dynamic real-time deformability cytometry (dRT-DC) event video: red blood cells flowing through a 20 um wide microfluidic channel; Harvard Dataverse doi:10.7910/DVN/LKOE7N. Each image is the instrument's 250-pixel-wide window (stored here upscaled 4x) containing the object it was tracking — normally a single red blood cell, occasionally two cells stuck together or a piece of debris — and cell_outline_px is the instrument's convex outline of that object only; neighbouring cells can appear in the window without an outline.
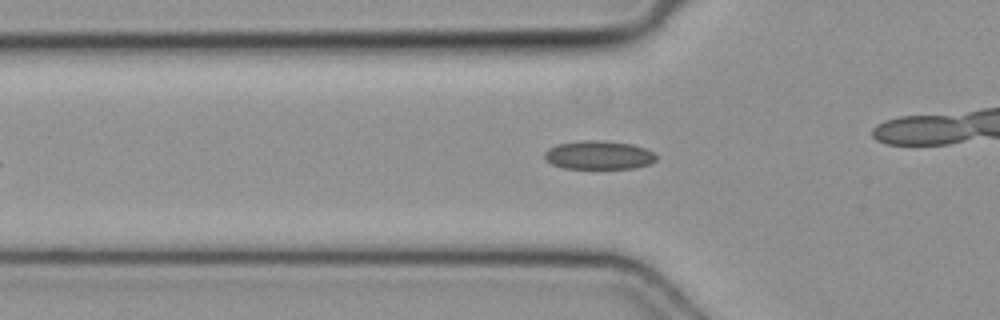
{"species": "common noctule bat (a hibernating species)", "species_latin": "Nyctalus noctula", "temperature_condition": "cold", "stored_images_in_passage": 32, "camera_frame_rate_fps": 3000, "um_per_image_px": 0.085, "animal": {"sex": "female", "body_mass_g": 19.3, "forearm_length_mm": 54.1}, "frame": {"image": 1, "passage_image": 5, "time_ms": 1.333, "image_size_px": [1000, 320], "cell_outline_px": [[656, 160], [648, 164], [636, 168], [560, 168], [544, 160], [544, 152], [548, 148], [556, 144], [580, 140], [604, 140], [632, 144], [644, 148], [652, 152], [656, 156]], "centroid_in_image_um": [50.83, 13.17], "position_along_channel_um": 75.0, "area_um2": 18.79}}
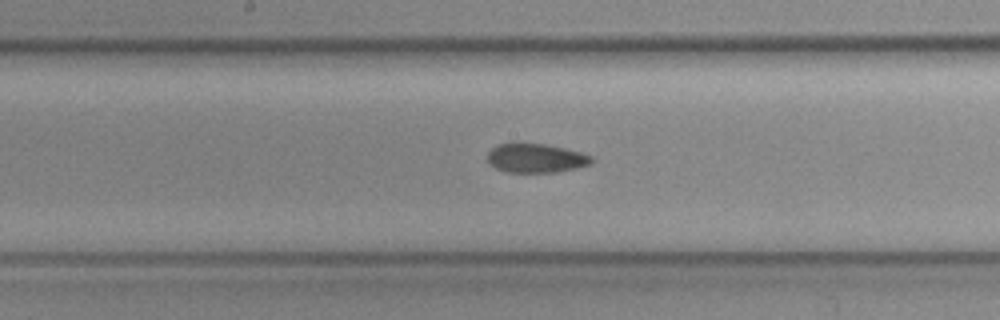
{"frame": {"image": 2, "passage_image": 14, "time_ms": 4.333, "image_size_px": [1000, 320], "cell_outline_px": [[596, 160], [592, 164], [576, 168], [556, 172], [508, 172], [496, 168], [488, 160], [488, 152], [492, 148], [500, 144], [544, 144], [564, 148], [580, 152], [592, 156]], "centroid_in_image_um": [45.62, 13.45], "position_along_channel_um": 202.6, "area_um2": 17.4}}
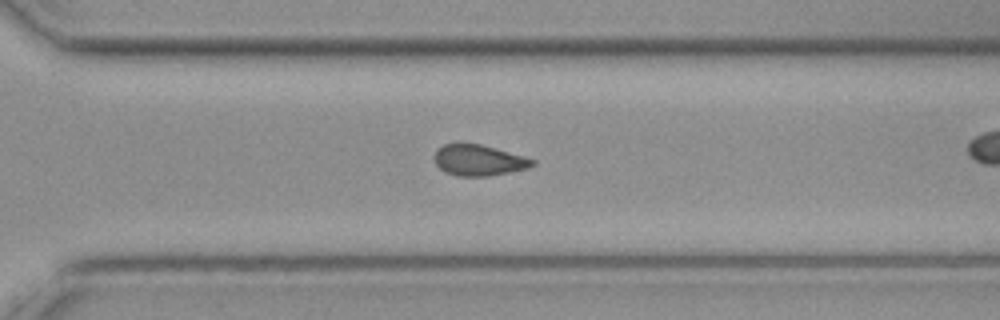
{"frame": {"image": 3, "passage_image": 23, "time_ms": 7.333, "image_size_px": [1000, 320], "cell_outline_px": [[536, 164], [528, 168], [488, 176], [456, 176], [440, 168], [436, 164], [436, 148], [444, 144], [460, 140], [480, 144], [536, 160]], "centroid_in_image_um": [40.66, 13.58], "position_along_channel_um": 329.9, "area_um2": 17.8}}